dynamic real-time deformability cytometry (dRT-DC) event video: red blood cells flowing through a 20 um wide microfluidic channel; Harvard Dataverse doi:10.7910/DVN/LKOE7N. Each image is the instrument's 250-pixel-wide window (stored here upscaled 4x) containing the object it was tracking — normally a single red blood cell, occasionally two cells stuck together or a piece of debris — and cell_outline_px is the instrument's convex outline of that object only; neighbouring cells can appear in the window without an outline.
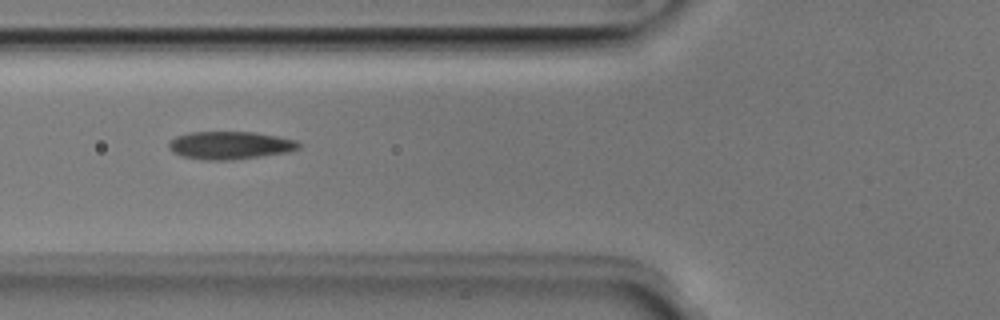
{"species": "Egyptian fruit bat (a non-hibernating species)", "species_latin": "Rousettus aegyptiacus", "temperature_condition": "room temperature", "stored_images_in_passage": 6, "camera_frame_rate_fps": 3000, "um_per_image_px": 0.085, "animal": {"sex": "male"}, "frame": {"image": 1, "passage_image": 3, "time_ms": 0.667, "image_size_px": [1000, 320], "cell_outline_px": [[300, 148], [288, 152], [232, 160], [204, 160], [180, 156], [172, 152], [168, 148], [168, 144], [176, 136], [188, 132], [256, 132], [296, 140], [300, 144]], "centroid_in_image_um": [19.52, 12.35], "position_along_channel_um": 106.3, "area_um2": 21.15}}
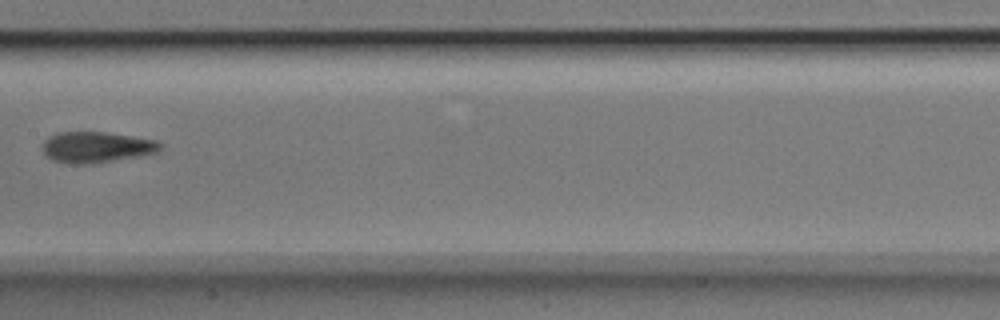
{"frame": {"image": 2, "passage_image": 5, "time_ms": 1.333, "image_size_px": [1000, 320], "cell_outline_px": [[164, 144], [156, 152], [108, 160], [80, 164], [76, 164], [52, 160], [44, 152], [44, 140], [48, 136], [56, 132], [108, 132], [156, 140]], "centroid_in_image_um": [8.16, 12.47], "position_along_channel_um": 199.2, "area_um2": 20.58}}
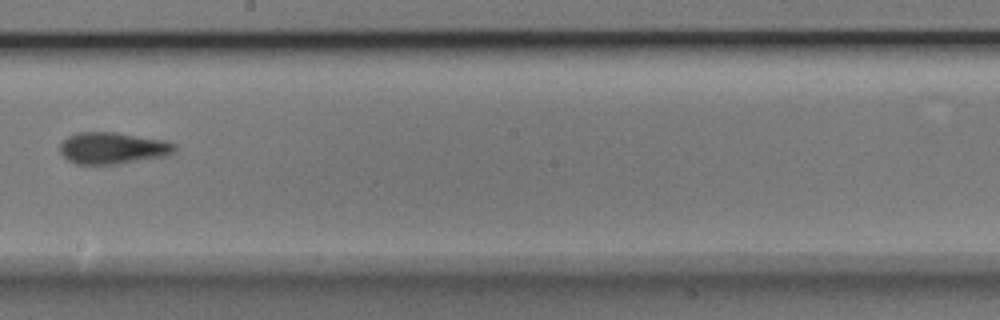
{"frame": {"image": 3, "passage_image": 6, "time_ms": 1.667, "image_size_px": [1000, 320], "cell_outline_px": [[176, 152], [168, 156], [120, 164], [76, 164], [68, 160], [60, 152], [60, 144], [68, 136], [76, 132], [116, 132], [164, 140], [176, 144]], "centroid_in_image_um": [9.62, 12.59], "position_along_channel_um": 238.6, "area_um2": 21.44}}